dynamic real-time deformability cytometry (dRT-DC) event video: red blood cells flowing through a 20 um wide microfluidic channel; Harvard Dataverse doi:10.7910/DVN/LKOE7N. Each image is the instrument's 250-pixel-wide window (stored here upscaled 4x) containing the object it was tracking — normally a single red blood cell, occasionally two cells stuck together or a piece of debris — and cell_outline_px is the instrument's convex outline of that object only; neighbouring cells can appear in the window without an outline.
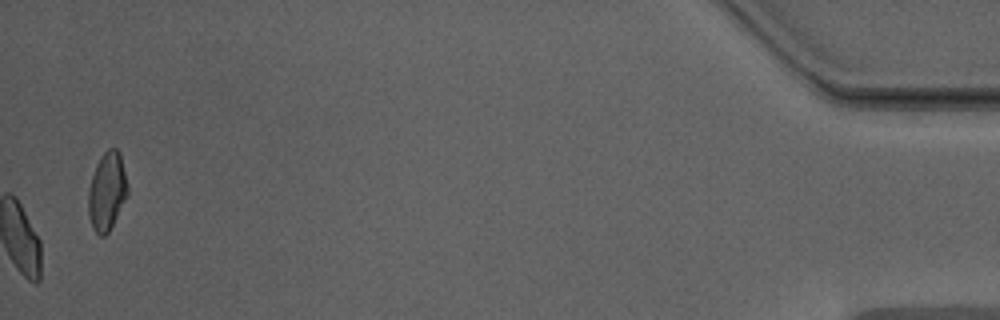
{"species": "Egyptian fruit bat (a non-hibernating species)", "species_latin": "Rousettus aegyptiacus", "temperature_condition": "warm", "stored_images_in_passage": 53, "camera_frame_rate_fps": 3000, "um_per_image_px": 0.085, "animal": {"sex": "male"}, "frame": {"image": 1, "passage_image": 53, "time_ms": 17.333, "image_size_px": [1000, 320], "cell_outline_px": [[128, 192], [108, 232], [104, 236], [100, 236], [92, 228], [88, 216], [88, 188], [96, 164], [100, 156], [108, 148], [116, 148], [120, 152], [128, 188]], "centroid_in_image_um": [9.06, 16.24], "position_along_channel_um": 426.1, "area_um2": 17.74}, "authors_computed_cell_mechanics": {"area_um2": 18.6694, "velocity_mm_per_s": 3.9643, "shape_relaxation_time_tau1_ms": 6.0941, "shape_relaxation_time_tau2_ms": 0.9806, "deformation_change_tau1": 0.1224, "deformation_change_tau2": 0.0496}}